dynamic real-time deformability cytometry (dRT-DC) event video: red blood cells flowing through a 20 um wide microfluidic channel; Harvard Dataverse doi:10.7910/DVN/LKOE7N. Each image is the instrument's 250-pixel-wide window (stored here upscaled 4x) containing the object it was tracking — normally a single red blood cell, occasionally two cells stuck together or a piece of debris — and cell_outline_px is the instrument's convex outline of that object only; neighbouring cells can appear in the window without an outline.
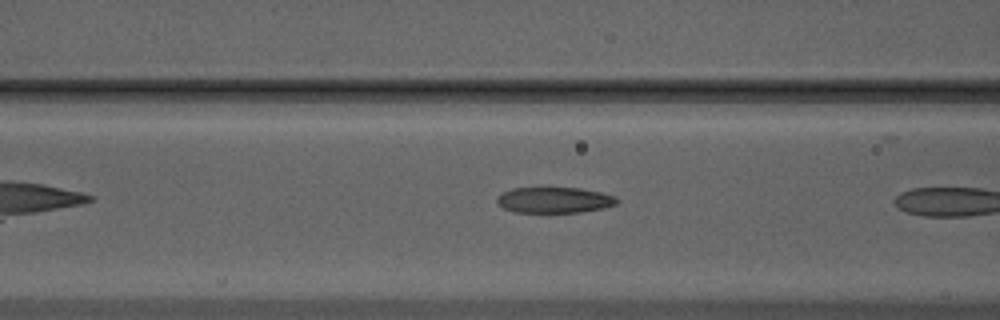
{"species": "Egyptian fruit bat (a non-hibernating species)", "species_latin": "Rousettus aegyptiacus", "temperature_condition": "warm", "stored_images_in_passage": 7, "camera_frame_rate_fps": 3000, "um_per_image_px": 0.085, "animal": {"sex": "male"}, "frame": {"image": 1, "passage_image": 6, "time_ms": 1.667, "image_size_px": [1000, 320], "cell_outline_px": [[620, 200], [616, 204], [604, 208], [580, 212], [516, 212], [504, 208], [496, 200], [496, 196], [512, 188], [580, 188], [600, 192], [616, 196]], "centroid_in_image_um": [47.15, 17.0], "position_along_channel_um": 119.4, "area_um2": 17.98}}